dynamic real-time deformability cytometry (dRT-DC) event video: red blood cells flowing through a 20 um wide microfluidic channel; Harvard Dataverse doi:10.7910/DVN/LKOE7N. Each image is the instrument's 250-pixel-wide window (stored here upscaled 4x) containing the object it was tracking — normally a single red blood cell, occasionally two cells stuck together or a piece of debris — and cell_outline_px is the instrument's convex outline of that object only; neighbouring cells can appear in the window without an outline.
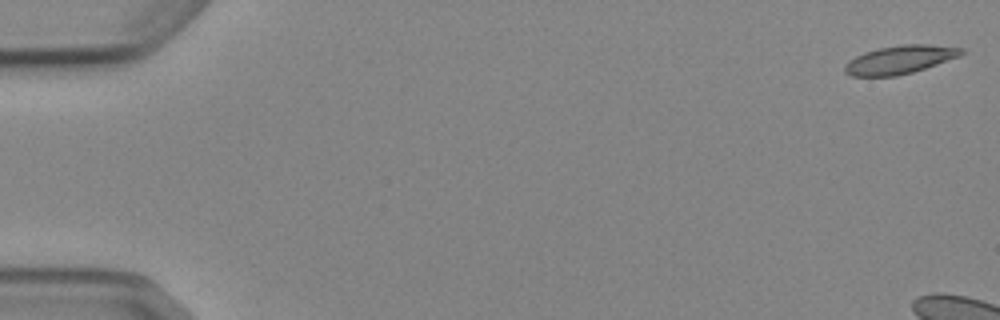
{"species": "Egyptian fruit bat (a non-hibernating species)", "species_latin": "Rousettus aegyptiacus", "temperature_condition": "cold", "stored_images_in_passage": 7, "camera_frame_rate_fps": 3000, "um_per_image_px": 0.085, "animal": {"sex": "female"}, "frame": {"image": 1, "passage_image": 1, "time_ms": 0.0, "image_size_px": [1000, 320], "cell_outline_px": [[964, 52], [960, 56], [912, 72], [896, 76], [852, 76], [844, 72], [844, 64], [848, 60], [864, 52], [880, 48], [904, 44], [928, 44], [964, 48]], "centroid_in_image_um": [76.46, 5.07], "position_along_channel_um": 8.5, "area_um2": 19.13}}
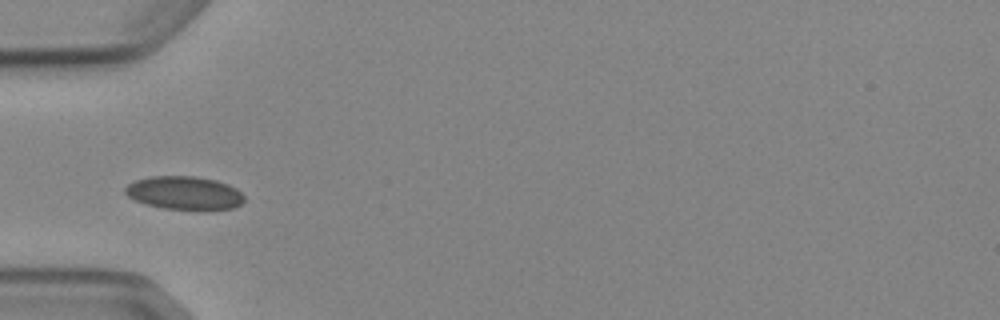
{"frame": {"image": 2, "passage_image": 7, "time_ms": 6.667, "image_size_px": [1000, 320], "cell_outline_px": [[244, 200], [240, 204], [232, 208], [164, 208], [144, 204], [128, 196], [124, 192], [124, 188], [128, 184], [136, 180], [152, 176], [192, 176], [216, 180], [228, 184], [236, 188], [244, 196]], "centroid_in_image_um": [15.64, 16.37], "position_along_channel_um": 69.4, "area_um2": 22.6}}